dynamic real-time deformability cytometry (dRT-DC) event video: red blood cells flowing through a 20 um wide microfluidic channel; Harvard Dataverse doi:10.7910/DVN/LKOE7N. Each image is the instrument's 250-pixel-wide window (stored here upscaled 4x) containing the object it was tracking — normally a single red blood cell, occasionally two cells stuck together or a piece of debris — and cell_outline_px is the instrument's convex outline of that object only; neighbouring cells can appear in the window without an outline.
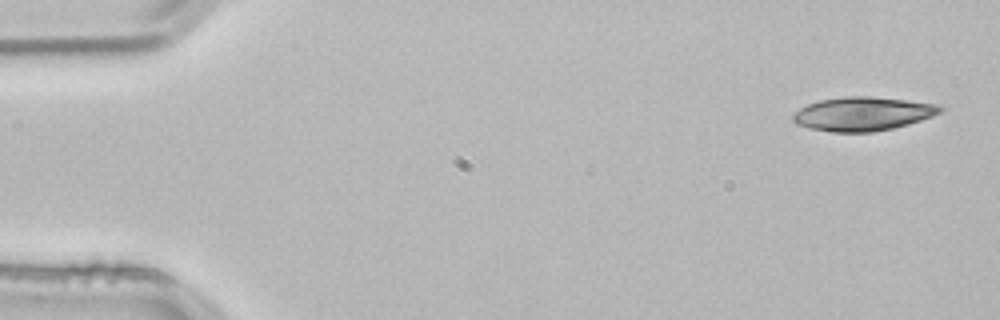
{"species": "common noctule bat (a hibernating species)", "species_latin": "Nyctalus noctula", "temperature_condition": "room temperature", "stored_images_in_passage": 3, "camera_frame_rate_fps": 3000, "um_per_image_px": 0.085, "animal": {"sex": "male", "body_mass_g": 21.5, "forearm_length_mm": 52.0}, "frame": {"image": 1, "passage_image": 1, "time_ms": 0.0, "image_size_px": [1000, 320], "cell_outline_px": [[944, 108], [940, 112], [932, 116], [908, 124], [892, 128], [872, 132], [832, 132], [808, 128], [796, 124], [792, 120], [792, 116], [800, 108], [808, 104], [820, 100], [844, 96], [872, 96], [908, 100], [936, 104]], "centroid_in_image_um": [73.31, 9.67], "position_along_channel_um": 11.7, "area_um2": 28.96}}